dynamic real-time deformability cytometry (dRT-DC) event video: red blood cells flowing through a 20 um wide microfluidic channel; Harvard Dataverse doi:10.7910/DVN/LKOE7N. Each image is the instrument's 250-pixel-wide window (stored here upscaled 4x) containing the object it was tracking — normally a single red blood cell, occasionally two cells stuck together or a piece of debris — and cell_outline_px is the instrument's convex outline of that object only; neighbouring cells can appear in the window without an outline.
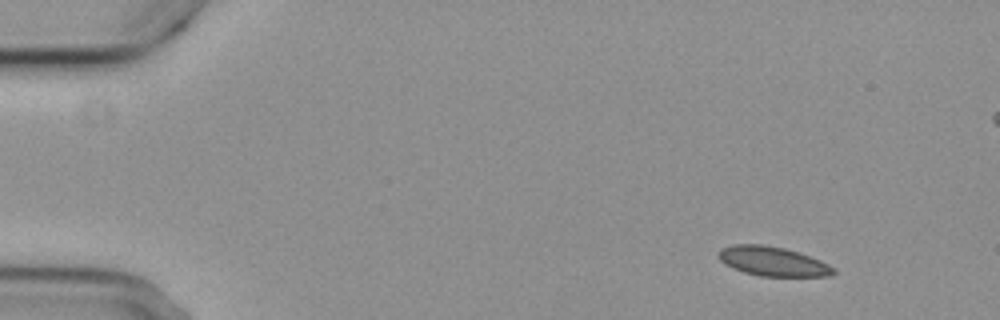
{"species": "common noctule bat (a hibernating species)", "species_latin": "Nyctalus noctula", "temperature_condition": "cold", "stored_images_in_passage": 5, "camera_frame_rate_fps": 3000, "um_per_image_px": 0.085, "animal": {"sex": "female", "body_mass_g": 29.2, "forearm_length_mm": 56.3}, "frame": {"image": 1, "passage_image": 1, "time_ms": 0.0, "image_size_px": [1000, 320], "cell_outline_px": [[836, 272], [828, 276], [760, 276], [744, 272], [732, 268], [724, 264], [716, 256], [716, 252], [720, 248], [732, 244], [764, 244], [784, 248], [800, 252], [820, 260], [836, 268]], "centroid_in_image_um": [65.64, 22.2], "position_along_channel_um": 19.4, "area_um2": 20.0}}